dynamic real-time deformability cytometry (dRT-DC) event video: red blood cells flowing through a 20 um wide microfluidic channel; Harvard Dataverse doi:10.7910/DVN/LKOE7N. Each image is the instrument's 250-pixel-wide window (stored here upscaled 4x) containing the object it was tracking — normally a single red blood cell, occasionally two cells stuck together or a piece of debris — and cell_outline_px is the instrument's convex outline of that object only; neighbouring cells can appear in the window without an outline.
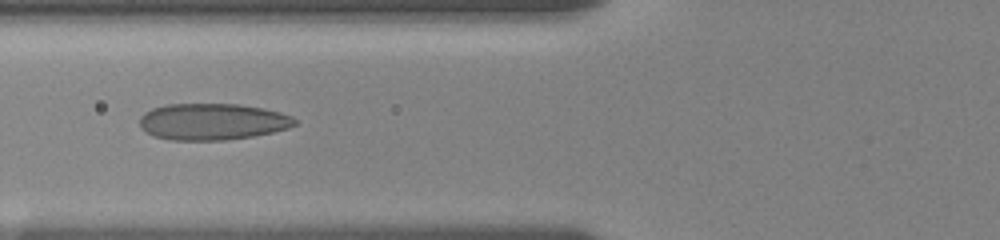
{"species": "human", "species_latin": "Homo sapiens", "temperature_condition": "room temperature", "stored_images_in_passage": 31, "camera_frame_rate_fps": 3000, "um_per_image_px": 0.085, "donor": {"sex": "female"}, "frame": {"image": 1, "passage_image": 10, "time_ms": 4.0, "image_size_px": [1000, 240], "cell_outline_px": [[296, 124], [288, 128], [272, 132], [252, 136], [224, 140], [172, 140], [152, 136], [140, 128], [140, 116], [144, 112], [152, 108], [164, 104], [236, 104], [264, 108], [280, 112], [292, 116], [296, 120]], "centroid_in_image_um": [18.02, 10.34], "position_along_channel_um": 107.8, "area_um2": 33.18}}
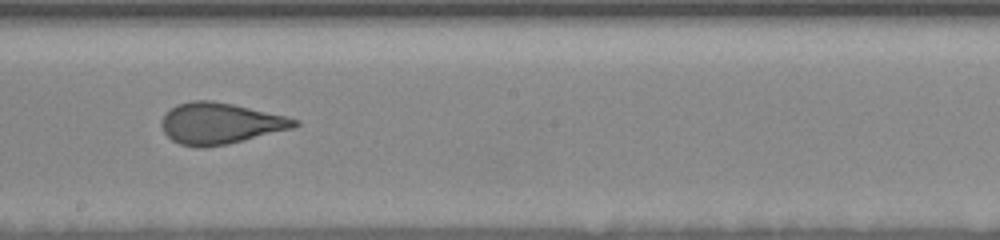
{"frame": {"image": 2, "passage_image": 18, "time_ms": 7.333, "image_size_px": [1000, 240], "cell_outline_px": [[300, 124], [296, 128], [228, 144], [204, 148], [200, 148], [180, 144], [172, 140], [164, 132], [160, 124], [160, 120], [176, 104], [192, 100], [212, 100], [232, 104], [288, 116], [300, 120]], "centroid_in_image_um": [18.75, 10.49], "position_along_channel_um": 229.4, "area_um2": 32.25}}
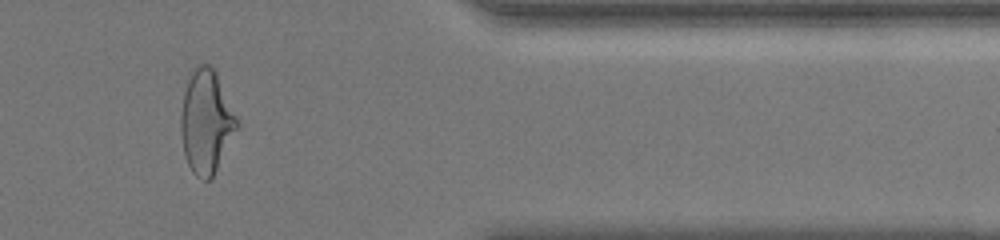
{"frame": {"image": 3, "passage_image": 27, "time_ms": 12.333, "image_size_px": [1000, 240], "cell_outline_px": [[240, 124], [212, 180], [200, 180], [192, 172], [188, 164], [184, 152], [180, 132], [180, 116], [184, 92], [188, 80], [196, 64], [208, 64], [216, 72]], "centroid_in_image_um": [17.53, 10.39], "position_along_channel_um": 393.9, "area_um2": 33.93}, "authors_computed_cell_mechanics": {"area_um2": 32.0212, "velocity_mm_per_s": 3.6488, "shape_relaxation_time_tau1_ms": 6.8496, "shape_relaxation_time_tau2_ms": 0.7959, "deformation_change_tau1": 0.2024, "deformation_change_tau2": 0.0795}}